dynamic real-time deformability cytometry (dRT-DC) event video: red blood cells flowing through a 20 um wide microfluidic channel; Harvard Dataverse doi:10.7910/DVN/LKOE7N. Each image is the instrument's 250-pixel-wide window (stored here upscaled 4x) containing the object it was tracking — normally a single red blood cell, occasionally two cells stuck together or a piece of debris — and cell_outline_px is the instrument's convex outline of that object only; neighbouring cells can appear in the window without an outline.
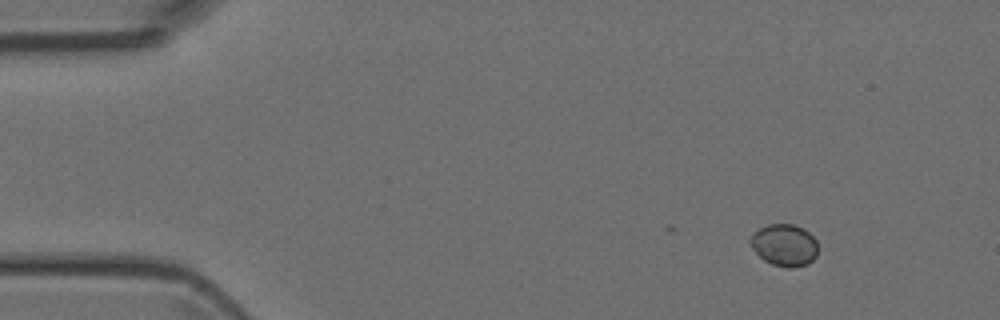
{"species": "Egyptian fruit bat (a non-hibernating species)", "species_latin": "Rousettus aegyptiacus", "temperature_condition": "room temperature", "stored_images_in_passage": 22, "camera_frame_rate_fps": 3000, "um_per_image_px": 0.085, "animal": {"sex": "female"}, "frame": {"image": 1, "passage_image": 1, "time_ms": 0.0, "image_size_px": [1000, 320], "cell_outline_px": [[816, 256], [808, 264], [792, 268], [784, 268], [772, 264], [764, 260], [752, 248], [748, 240], [760, 228], [768, 224], [792, 224], [804, 228], [816, 240]], "centroid_in_image_um": [66.67, 20.84], "position_along_channel_um": 18.3, "area_um2": 16.47}}
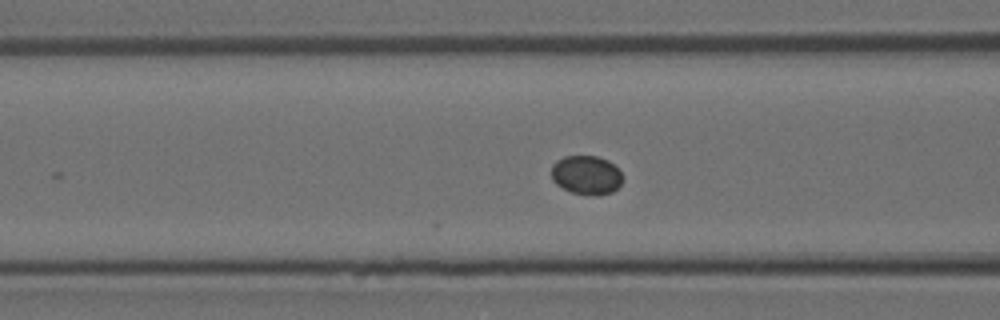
{"frame": {"image": 2, "passage_image": 15, "time_ms": 4.667, "image_size_px": [1000, 320], "cell_outline_px": [[624, 180], [612, 192], [596, 196], [592, 196], [572, 192], [556, 184], [552, 180], [552, 164], [556, 160], [564, 156], [596, 156], [608, 160], [620, 172]], "centroid_in_image_um": [49.83, 14.88], "position_along_channel_um": 116.8, "area_um2": 16.18}}
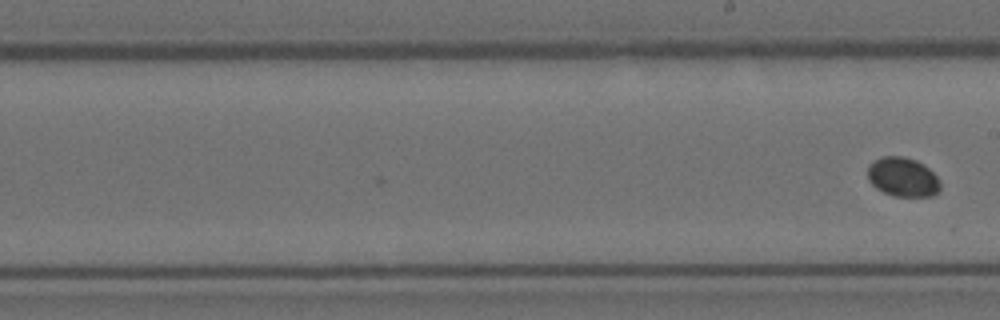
{"frame": {"image": 3, "passage_image": 22, "time_ms": 7.0, "image_size_px": [1000, 320], "cell_outline_px": [[940, 188], [932, 196], [896, 196], [884, 192], [876, 188], [868, 180], [868, 164], [872, 160], [884, 156], [904, 156], [916, 160], [928, 168], [940, 180]], "centroid_in_image_um": [76.71, 15.03], "position_along_channel_um": 212.3, "area_um2": 16.59}}